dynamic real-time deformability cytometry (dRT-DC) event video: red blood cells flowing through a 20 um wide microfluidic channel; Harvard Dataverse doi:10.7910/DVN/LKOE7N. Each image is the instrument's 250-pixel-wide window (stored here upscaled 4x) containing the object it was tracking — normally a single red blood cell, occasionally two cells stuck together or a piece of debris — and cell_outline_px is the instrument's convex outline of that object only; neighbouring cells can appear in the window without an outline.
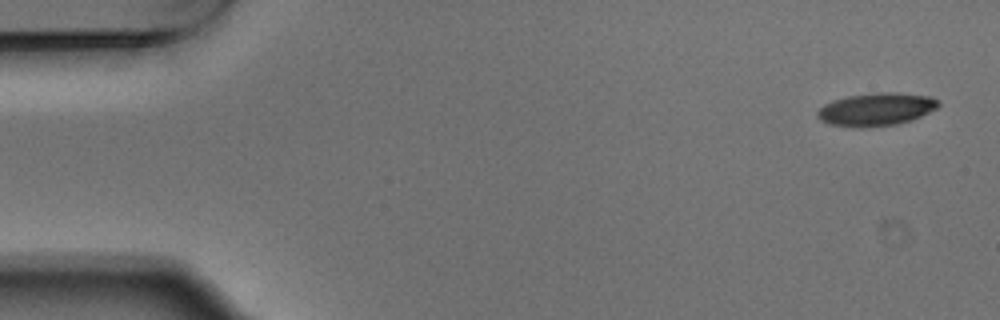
{"species": "Egyptian fruit bat (a non-hibernating species)", "species_latin": "Rousettus aegyptiacus", "temperature_condition": "warm", "stored_images_in_passage": 4, "camera_frame_rate_fps": 3000, "um_per_image_px": 0.085, "animal": {"sex": "male"}, "frame": {"image": 1, "passage_image": 1, "time_ms": 0.0, "image_size_px": [1000, 320], "cell_outline_px": [[940, 104], [936, 108], [912, 120], [896, 124], [860, 128], [828, 124], [820, 120], [816, 116], [816, 112], [824, 104], [832, 100], [848, 96], [876, 92], [896, 92], [932, 96]], "centroid_in_image_um": [74.44, 9.29], "position_along_channel_um": 10.6, "area_um2": 23.29}}